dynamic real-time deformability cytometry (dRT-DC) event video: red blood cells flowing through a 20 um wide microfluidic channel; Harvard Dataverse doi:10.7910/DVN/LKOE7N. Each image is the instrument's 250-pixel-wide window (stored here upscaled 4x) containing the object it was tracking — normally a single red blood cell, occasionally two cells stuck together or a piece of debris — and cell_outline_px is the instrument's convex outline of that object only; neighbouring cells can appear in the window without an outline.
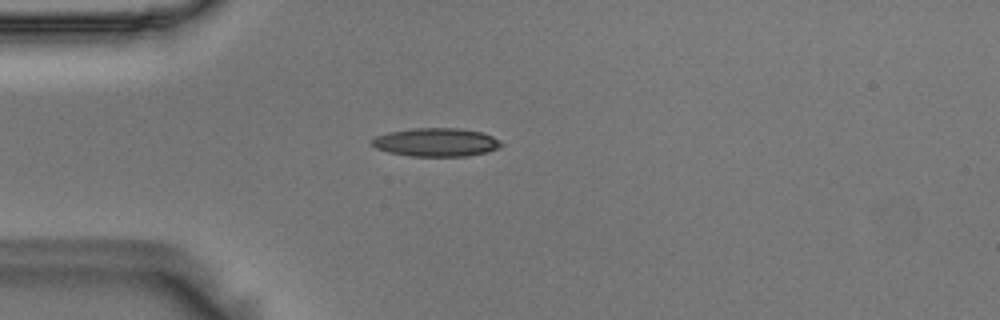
{"species": "Egyptian fruit bat (a non-hibernating species)", "species_latin": "Rousettus aegyptiacus", "temperature_condition": "room temperature", "stored_images_in_passage": 41, "camera_frame_rate_fps": 3000, "um_per_image_px": 0.085, "animal": {"sex": "male"}, "frame": {"image": 1, "passage_image": 1, "time_ms": 0.0, "image_size_px": [1000, 320], "cell_outline_px": [[504, 144], [500, 148], [488, 152], [468, 156], [408, 156], [388, 152], [376, 148], [372, 144], [372, 140], [376, 136], [388, 132], [412, 128], [460, 128], [480, 132], [492, 136], [500, 140]], "centroid_in_image_um": [37.1, 12.09], "position_along_channel_um": 47.9, "area_um2": 21.56}}
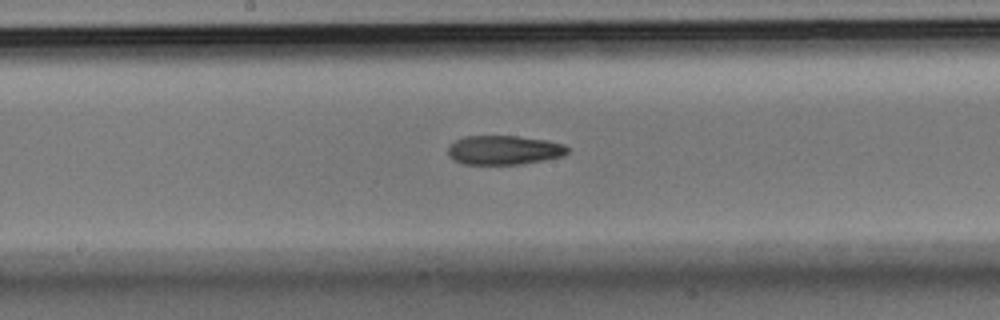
{"frame": {"image": 2, "passage_image": 15, "time_ms": 4.667, "image_size_px": [1000, 320], "cell_outline_px": [[568, 152], [564, 156], [520, 164], [464, 164], [452, 160], [448, 156], [448, 148], [456, 140], [464, 136], [516, 136], [548, 140], [564, 144], [568, 148]], "centroid_in_image_um": [42.83, 12.75], "position_along_channel_um": 205.4, "area_um2": 20.35}}
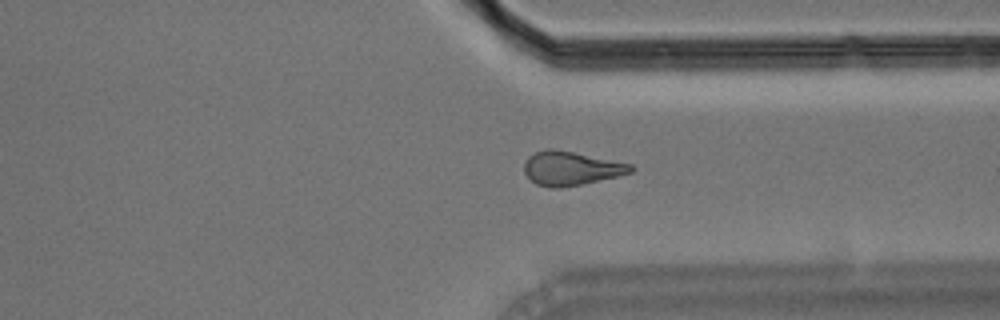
{"frame": {"image": 3, "passage_image": 28, "time_ms": 9.0, "image_size_px": [1000, 320], "cell_outline_px": [[636, 168], [632, 172], [616, 176], [580, 184], [556, 188], [548, 188], [536, 184], [524, 172], [524, 164], [528, 156], [536, 152], [548, 148], [552, 148], [632, 164]], "centroid_in_image_um": [48.51, 14.3], "position_along_channel_um": 362.9, "area_um2": 20.75}, "authors_computed_cell_mechanics": {"area_um2": 21.097, "velocity_mm_per_s": 3.6405, "shape_relaxation_time_tau1_ms": null, "shape_relaxation_time_tau2_ms": 3.3809, "deformation_change_tau1": null, "deformation_change_tau2": 0.1266}}